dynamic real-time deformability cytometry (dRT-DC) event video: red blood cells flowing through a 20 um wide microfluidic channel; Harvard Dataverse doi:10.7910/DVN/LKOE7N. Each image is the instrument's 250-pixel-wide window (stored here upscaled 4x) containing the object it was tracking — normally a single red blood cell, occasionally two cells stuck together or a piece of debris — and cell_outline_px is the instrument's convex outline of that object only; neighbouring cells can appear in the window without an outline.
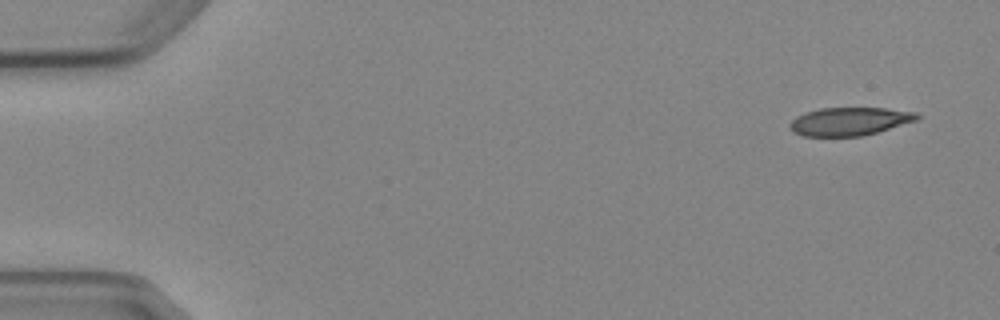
{"species": "Egyptian fruit bat (a non-hibernating species)", "species_latin": "Rousettus aegyptiacus", "temperature_condition": "cold", "stored_images_in_passage": 4, "camera_frame_rate_fps": 3000, "um_per_image_px": 0.085, "animal": {"sex": "female"}, "frame": {"image": 1, "passage_image": 1, "time_ms": 0.0, "image_size_px": [1000, 320], "cell_outline_px": [[920, 116], [916, 120], [876, 132], [860, 136], [804, 136], [792, 132], [788, 124], [796, 116], [804, 112], [820, 108], [884, 108], [916, 112]], "centroid_in_image_um": [72.15, 10.31], "position_along_channel_um": 12.9, "area_um2": 20.75}}